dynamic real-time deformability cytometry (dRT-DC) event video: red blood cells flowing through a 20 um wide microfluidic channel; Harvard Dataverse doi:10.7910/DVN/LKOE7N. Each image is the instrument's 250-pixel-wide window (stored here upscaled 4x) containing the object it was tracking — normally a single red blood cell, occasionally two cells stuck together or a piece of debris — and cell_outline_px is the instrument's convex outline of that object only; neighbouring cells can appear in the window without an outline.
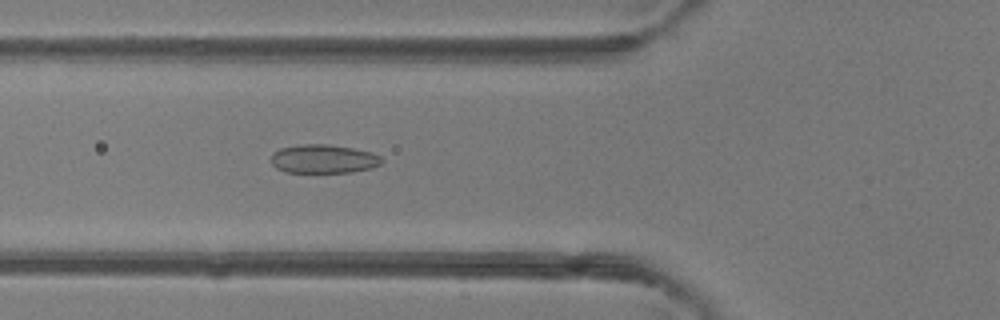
{"species": "common noctule bat (a hibernating species)", "species_latin": "Nyctalus noctula", "temperature_condition": "room temperature", "stored_images_in_passage": 33, "camera_frame_rate_fps": 3000, "um_per_image_px": 0.085, "animal": {"sex": "female"}, "frame": {"image": 1, "passage_image": 3, "time_ms": 0.667, "image_size_px": [1000, 320], "cell_outline_px": [[384, 160], [380, 164], [372, 168], [352, 172], [284, 172], [276, 168], [272, 164], [272, 152], [280, 148], [296, 144], [328, 144], [352, 148], [372, 152], [380, 156]], "centroid_in_image_um": [27.49, 13.5], "position_along_channel_um": 98.3, "area_um2": 18.67}}
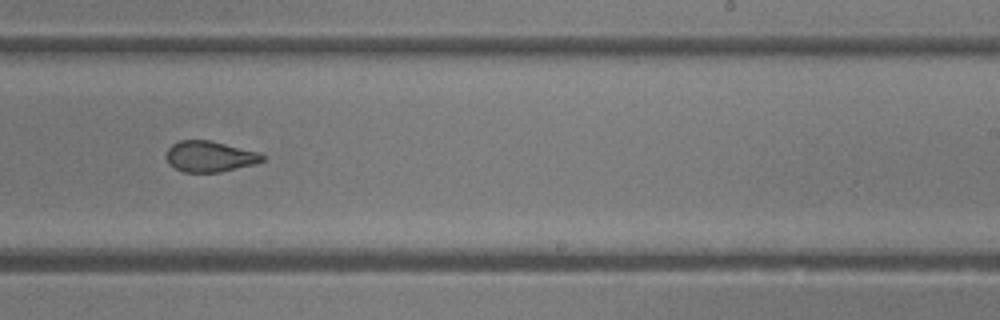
{"frame": {"image": 2, "passage_image": 15, "time_ms": 4.667, "image_size_px": [1000, 320], "cell_outline_px": [[264, 160], [256, 164], [220, 172], [184, 172], [168, 164], [164, 156], [168, 148], [172, 144], [180, 140], [208, 140], [256, 152], [264, 156]], "centroid_in_image_um": [17.77, 13.31], "position_along_channel_um": 271.2, "area_um2": 17.17}}
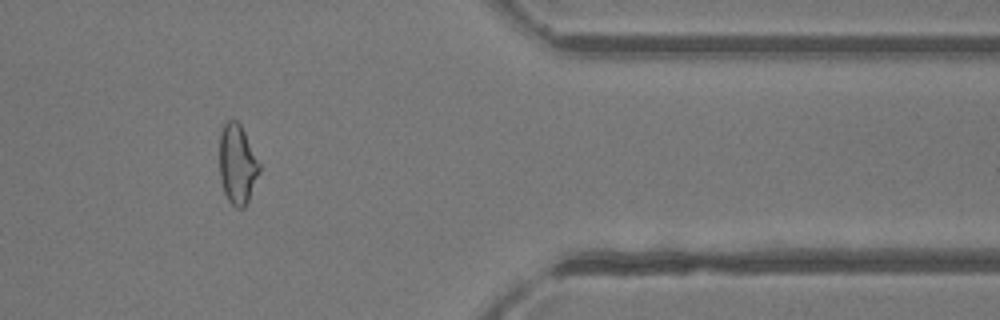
{"frame": {"image": 3, "passage_image": 25, "time_ms": 8.0, "image_size_px": [1000, 320], "cell_outline_px": [[260, 172], [248, 200], [244, 208], [236, 208], [228, 200], [224, 192], [220, 176], [220, 132], [224, 124], [228, 120], [236, 120], [240, 124], [260, 164]], "centroid_in_image_um": [20.17, 13.97], "position_along_channel_um": 391.2, "area_um2": 18.32}, "authors_computed_cell_mechanics": {"area_um2": 18.207, "velocity_mm_per_s": 4.3136, "shape_relaxation_time_tau1_ms": null, "shape_relaxation_time_tau2_ms": 1.5584, "deformation_change_tau1": null, "deformation_change_tau2": 0.072}}